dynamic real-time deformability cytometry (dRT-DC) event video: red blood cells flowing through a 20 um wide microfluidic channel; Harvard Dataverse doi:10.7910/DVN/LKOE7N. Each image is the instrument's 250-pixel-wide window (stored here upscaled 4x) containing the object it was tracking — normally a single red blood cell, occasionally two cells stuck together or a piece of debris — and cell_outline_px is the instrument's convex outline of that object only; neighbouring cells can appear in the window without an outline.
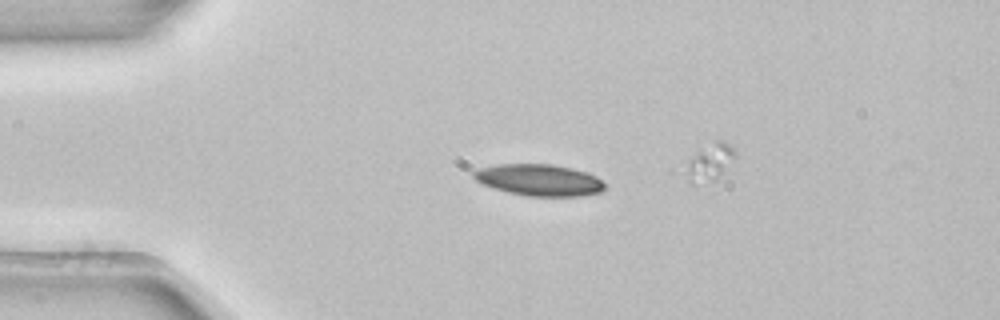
{"species": "common noctule bat (a hibernating species)", "species_latin": "Nyctalus noctula", "temperature_condition": "room temperature", "stored_images_in_passage": 32, "camera_frame_rate_fps": 3000, "um_per_image_px": 0.085, "animal": {"sex": "female", "body_mass_g": 22.7, "forearm_length_mm": 54.2}, "frame": {"image": 1, "passage_image": 1, "time_ms": 0.0, "image_size_px": [1000, 320], "cell_outline_px": [[608, 188], [604, 192], [580, 196], [528, 196], [508, 192], [484, 184], [476, 180], [472, 176], [472, 172], [480, 168], [500, 164], [552, 164], [572, 168], [596, 176]], "centroid_in_image_um": [45.87, 15.3], "position_along_channel_um": 39.1, "area_um2": 24.04}}
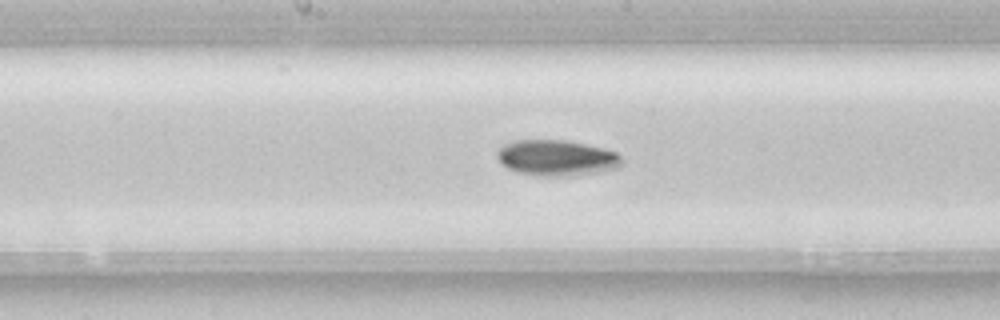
{"frame": {"image": 2, "passage_image": 16, "time_ms": 5.0, "image_size_px": [1000, 320], "cell_outline_px": [[624, 164], [616, 168], [576, 176], [544, 176], [520, 172], [508, 168], [496, 156], [496, 152], [504, 144], [516, 140], [564, 140], [604, 148], [616, 152], [620, 156]], "centroid_in_image_um": [47.34, 13.42], "position_along_channel_um": 200.9, "area_um2": 25.84}}
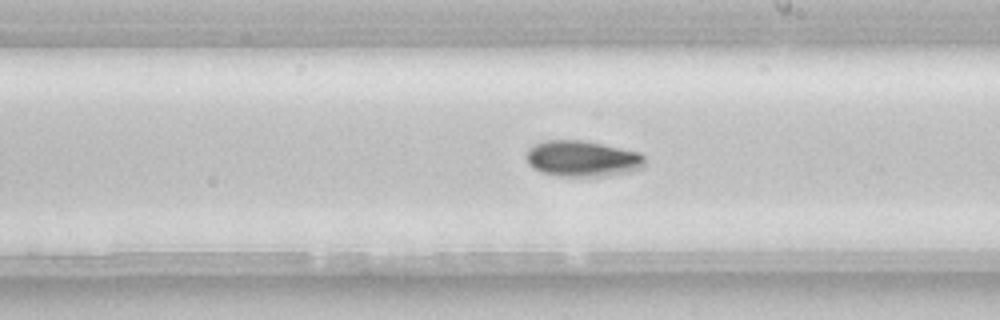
{"frame": {"image": 3, "passage_image": 19, "time_ms": 6.0, "image_size_px": [1000, 320], "cell_outline_px": [[644, 168], [608, 176], [556, 176], [544, 172], [528, 164], [524, 156], [528, 148], [544, 140], [580, 140], [640, 152], [644, 156]], "centroid_in_image_um": [49.49, 13.48], "position_along_channel_um": 239.5, "area_um2": 24.8}}